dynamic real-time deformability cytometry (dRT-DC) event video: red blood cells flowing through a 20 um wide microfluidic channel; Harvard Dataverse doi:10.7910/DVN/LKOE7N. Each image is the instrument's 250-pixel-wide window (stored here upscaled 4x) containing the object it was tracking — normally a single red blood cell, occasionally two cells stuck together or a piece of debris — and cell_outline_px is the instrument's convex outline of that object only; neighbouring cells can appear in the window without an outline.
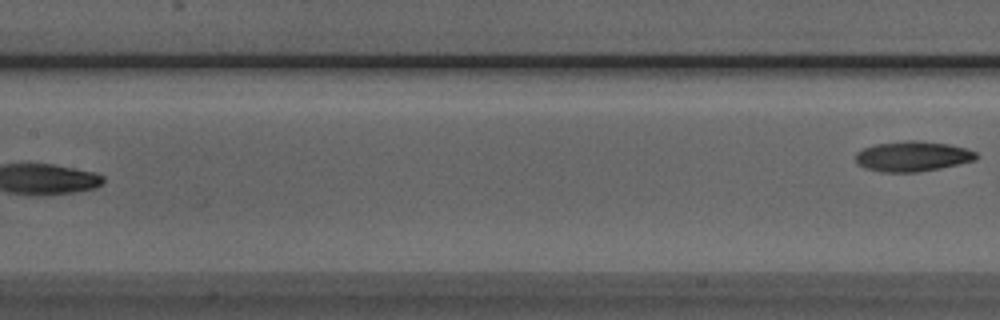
{"species": "Egyptian fruit bat (a non-hibernating species)", "species_latin": "Rousettus aegyptiacus", "temperature_condition": "room temperature", "stored_images_in_passage": 7, "camera_frame_rate_fps": 3000, "um_per_image_px": 0.085, "animal": {"sex": "male"}, "frame": {"image": 1, "passage_image": 7, "time_ms": 7.0, "image_size_px": [1000, 320], "cell_outline_px": [[980, 156], [976, 160], [940, 168], [916, 172], [884, 172], [864, 168], [856, 164], [856, 152], [864, 148], [876, 144], [908, 140], [920, 140], [948, 144], [968, 148], [976, 152]], "centroid_in_image_um": [77.59, 13.28], "position_along_channel_um": 129.8, "area_um2": 21.39}}